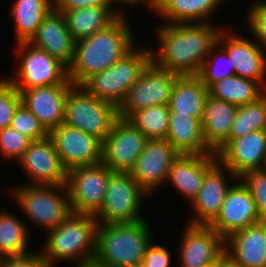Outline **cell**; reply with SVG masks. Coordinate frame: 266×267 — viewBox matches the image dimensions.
I'll list each match as a JSON object with an SVG mask.
<instances>
[{"label":"cell","mask_w":266,"mask_h":267,"mask_svg":"<svg viewBox=\"0 0 266 267\" xmlns=\"http://www.w3.org/2000/svg\"><path fill=\"white\" fill-rule=\"evenodd\" d=\"M164 23L154 31L159 45L150 46L152 62L179 75H197L222 28L213 23Z\"/></svg>","instance_id":"obj_1"},{"label":"cell","mask_w":266,"mask_h":267,"mask_svg":"<svg viewBox=\"0 0 266 267\" xmlns=\"http://www.w3.org/2000/svg\"><path fill=\"white\" fill-rule=\"evenodd\" d=\"M128 14L122 13L107 28L75 42L73 61L67 68L73 85H82L130 52L138 43Z\"/></svg>","instance_id":"obj_2"},{"label":"cell","mask_w":266,"mask_h":267,"mask_svg":"<svg viewBox=\"0 0 266 267\" xmlns=\"http://www.w3.org/2000/svg\"><path fill=\"white\" fill-rule=\"evenodd\" d=\"M95 216L70 214L61 224L47 232L41 257L49 267H56L61 262H73L78 265L91 261L96 253Z\"/></svg>","instance_id":"obj_3"},{"label":"cell","mask_w":266,"mask_h":267,"mask_svg":"<svg viewBox=\"0 0 266 267\" xmlns=\"http://www.w3.org/2000/svg\"><path fill=\"white\" fill-rule=\"evenodd\" d=\"M151 229L149 219L98 224L94 259L106 267L141 264L147 246L154 239Z\"/></svg>","instance_id":"obj_4"},{"label":"cell","mask_w":266,"mask_h":267,"mask_svg":"<svg viewBox=\"0 0 266 267\" xmlns=\"http://www.w3.org/2000/svg\"><path fill=\"white\" fill-rule=\"evenodd\" d=\"M21 185L10 189L9 194L32 225L48 231L72 214L66 185Z\"/></svg>","instance_id":"obj_5"},{"label":"cell","mask_w":266,"mask_h":267,"mask_svg":"<svg viewBox=\"0 0 266 267\" xmlns=\"http://www.w3.org/2000/svg\"><path fill=\"white\" fill-rule=\"evenodd\" d=\"M151 61L150 46L147 44V47H140L137 44L115 64L88 78L82 86L93 96L119 108L129 89Z\"/></svg>","instance_id":"obj_6"},{"label":"cell","mask_w":266,"mask_h":267,"mask_svg":"<svg viewBox=\"0 0 266 267\" xmlns=\"http://www.w3.org/2000/svg\"><path fill=\"white\" fill-rule=\"evenodd\" d=\"M119 118V108L90 94L82 85H72L67 92L64 124L104 141Z\"/></svg>","instance_id":"obj_7"},{"label":"cell","mask_w":266,"mask_h":267,"mask_svg":"<svg viewBox=\"0 0 266 267\" xmlns=\"http://www.w3.org/2000/svg\"><path fill=\"white\" fill-rule=\"evenodd\" d=\"M17 66L7 78L16 89H32L54 84H73L68 79L67 67L46 51L29 42L15 43Z\"/></svg>","instance_id":"obj_8"},{"label":"cell","mask_w":266,"mask_h":267,"mask_svg":"<svg viewBox=\"0 0 266 267\" xmlns=\"http://www.w3.org/2000/svg\"><path fill=\"white\" fill-rule=\"evenodd\" d=\"M146 197L150 196L129 172H112L106 186L103 206L95 215L98 224L134 223L145 220V215H142V203L145 199L147 201Z\"/></svg>","instance_id":"obj_9"},{"label":"cell","mask_w":266,"mask_h":267,"mask_svg":"<svg viewBox=\"0 0 266 267\" xmlns=\"http://www.w3.org/2000/svg\"><path fill=\"white\" fill-rule=\"evenodd\" d=\"M112 172L103 162L68 171L66 186L72 213L95 216L101 210Z\"/></svg>","instance_id":"obj_10"},{"label":"cell","mask_w":266,"mask_h":267,"mask_svg":"<svg viewBox=\"0 0 266 267\" xmlns=\"http://www.w3.org/2000/svg\"><path fill=\"white\" fill-rule=\"evenodd\" d=\"M178 76L151 61L129 89L119 107V117L127 119L135 111L155 105H168Z\"/></svg>","instance_id":"obj_11"},{"label":"cell","mask_w":266,"mask_h":267,"mask_svg":"<svg viewBox=\"0 0 266 267\" xmlns=\"http://www.w3.org/2000/svg\"><path fill=\"white\" fill-rule=\"evenodd\" d=\"M179 155L168 140L148 139L129 173L152 198L166 183L168 171Z\"/></svg>","instance_id":"obj_12"},{"label":"cell","mask_w":266,"mask_h":267,"mask_svg":"<svg viewBox=\"0 0 266 267\" xmlns=\"http://www.w3.org/2000/svg\"><path fill=\"white\" fill-rule=\"evenodd\" d=\"M147 141L129 120L119 117L103 141L102 162L113 172H129Z\"/></svg>","instance_id":"obj_13"},{"label":"cell","mask_w":266,"mask_h":267,"mask_svg":"<svg viewBox=\"0 0 266 267\" xmlns=\"http://www.w3.org/2000/svg\"><path fill=\"white\" fill-rule=\"evenodd\" d=\"M221 27L216 42L226 51L235 75L257 81L266 88V51L253 38L242 36L233 28Z\"/></svg>","instance_id":"obj_14"},{"label":"cell","mask_w":266,"mask_h":267,"mask_svg":"<svg viewBox=\"0 0 266 267\" xmlns=\"http://www.w3.org/2000/svg\"><path fill=\"white\" fill-rule=\"evenodd\" d=\"M29 181L28 185L62 186L67 185L68 171L63 166L49 136L31 141L28 149L18 160Z\"/></svg>","instance_id":"obj_15"},{"label":"cell","mask_w":266,"mask_h":267,"mask_svg":"<svg viewBox=\"0 0 266 267\" xmlns=\"http://www.w3.org/2000/svg\"><path fill=\"white\" fill-rule=\"evenodd\" d=\"M48 136L67 171L102 162L103 142L93 135L63 123Z\"/></svg>","instance_id":"obj_16"},{"label":"cell","mask_w":266,"mask_h":267,"mask_svg":"<svg viewBox=\"0 0 266 267\" xmlns=\"http://www.w3.org/2000/svg\"><path fill=\"white\" fill-rule=\"evenodd\" d=\"M238 179L231 170L218 161L206 173L198 194L190 202L193 217L188 218V223L209 225L219 214L229 188Z\"/></svg>","instance_id":"obj_17"},{"label":"cell","mask_w":266,"mask_h":267,"mask_svg":"<svg viewBox=\"0 0 266 267\" xmlns=\"http://www.w3.org/2000/svg\"><path fill=\"white\" fill-rule=\"evenodd\" d=\"M260 221L250 190L239 178L229 188L219 214L209 226L225 240L236 231Z\"/></svg>","instance_id":"obj_18"},{"label":"cell","mask_w":266,"mask_h":267,"mask_svg":"<svg viewBox=\"0 0 266 267\" xmlns=\"http://www.w3.org/2000/svg\"><path fill=\"white\" fill-rule=\"evenodd\" d=\"M185 225L179 240V267L216 264L225 253V240L209 225Z\"/></svg>","instance_id":"obj_19"},{"label":"cell","mask_w":266,"mask_h":267,"mask_svg":"<svg viewBox=\"0 0 266 267\" xmlns=\"http://www.w3.org/2000/svg\"><path fill=\"white\" fill-rule=\"evenodd\" d=\"M216 156L238 178L246 172L265 169L266 130H256L228 141Z\"/></svg>","instance_id":"obj_20"},{"label":"cell","mask_w":266,"mask_h":267,"mask_svg":"<svg viewBox=\"0 0 266 267\" xmlns=\"http://www.w3.org/2000/svg\"><path fill=\"white\" fill-rule=\"evenodd\" d=\"M73 84H54L32 89H17L23 103L49 133L64 122L65 100Z\"/></svg>","instance_id":"obj_21"},{"label":"cell","mask_w":266,"mask_h":267,"mask_svg":"<svg viewBox=\"0 0 266 267\" xmlns=\"http://www.w3.org/2000/svg\"><path fill=\"white\" fill-rule=\"evenodd\" d=\"M218 162L216 154H180L168 171L166 183L191 202L198 194L206 173Z\"/></svg>","instance_id":"obj_22"},{"label":"cell","mask_w":266,"mask_h":267,"mask_svg":"<svg viewBox=\"0 0 266 267\" xmlns=\"http://www.w3.org/2000/svg\"><path fill=\"white\" fill-rule=\"evenodd\" d=\"M29 43L46 51L67 68L73 61L75 41L70 35L63 14L55 9L42 20Z\"/></svg>","instance_id":"obj_23"},{"label":"cell","mask_w":266,"mask_h":267,"mask_svg":"<svg viewBox=\"0 0 266 267\" xmlns=\"http://www.w3.org/2000/svg\"><path fill=\"white\" fill-rule=\"evenodd\" d=\"M225 253L242 267H266V221L231 234L225 239Z\"/></svg>","instance_id":"obj_24"},{"label":"cell","mask_w":266,"mask_h":267,"mask_svg":"<svg viewBox=\"0 0 266 267\" xmlns=\"http://www.w3.org/2000/svg\"><path fill=\"white\" fill-rule=\"evenodd\" d=\"M223 0H155L151 12L169 24L212 23Z\"/></svg>","instance_id":"obj_25"},{"label":"cell","mask_w":266,"mask_h":267,"mask_svg":"<svg viewBox=\"0 0 266 267\" xmlns=\"http://www.w3.org/2000/svg\"><path fill=\"white\" fill-rule=\"evenodd\" d=\"M115 6H89L59 11L63 14L73 40L90 37L112 24L125 9ZM123 10V11H122Z\"/></svg>","instance_id":"obj_26"},{"label":"cell","mask_w":266,"mask_h":267,"mask_svg":"<svg viewBox=\"0 0 266 267\" xmlns=\"http://www.w3.org/2000/svg\"><path fill=\"white\" fill-rule=\"evenodd\" d=\"M238 106L208 96L201 119L207 146L216 154L229 141L231 124Z\"/></svg>","instance_id":"obj_27"},{"label":"cell","mask_w":266,"mask_h":267,"mask_svg":"<svg viewBox=\"0 0 266 267\" xmlns=\"http://www.w3.org/2000/svg\"><path fill=\"white\" fill-rule=\"evenodd\" d=\"M166 140L179 154H215L204 140L201 121L191 115L170 112Z\"/></svg>","instance_id":"obj_28"},{"label":"cell","mask_w":266,"mask_h":267,"mask_svg":"<svg viewBox=\"0 0 266 267\" xmlns=\"http://www.w3.org/2000/svg\"><path fill=\"white\" fill-rule=\"evenodd\" d=\"M209 89L197 75H179L168 104L170 112L191 115L201 121Z\"/></svg>","instance_id":"obj_29"},{"label":"cell","mask_w":266,"mask_h":267,"mask_svg":"<svg viewBox=\"0 0 266 267\" xmlns=\"http://www.w3.org/2000/svg\"><path fill=\"white\" fill-rule=\"evenodd\" d=\"M54 9V0H15L9 8L14 21L15 43L29 42L37 33L42 20Z\"/></svg>","instance_id":"obj_30"},{"label":"cell","mask_w":266,"mask_h":267,"mask_svg":"<svg viewBox=\"0 0 266 267\" xmlns=\"http://www.w3.org/2000/svg\"><path fill=\"white\" fill-rule=\"evenodd\" d=\"M13 213L8 209L0 210V258L21 257L34 252L29 246L31 227Z\"/></svg>","instance_id":"obj_31"},{"label":"cell","mask_w":266,"mask_h":267,"mask_svg":"<svg viewBox=\"0 0 266 267\" xmlns=\"http://www.w3.org/2000/svg\"><path fill=\"white\" fill-rule=\"evenodd\" d=\"M266 94V88L259 82L234 75L213 84L209 96L237 106L258 101Z\"/></svg>","instance_id":"obj_32"},{"label":"cell","mask_w":266,"mask_h":267,"mask_svg":"<svg viewBox=\"0 0 266 267\" xmlns=\"http://www.w3.org/2000/svg\"><path fill=\"white\" fill-rule=\"evenodd\" d=\"M169 114L168 105H155L133 112L127 120L148 139H166Z\"/></svg>","instance_id":"obj_33"},{"label":"cell","mask_w":266,"mask_h":267,"mask_svg":"<svg viewBox=\"0 0 266 267\" xmlns=\"http://www.w3.org/2000/svg\"><path fill=\"white\" fill-rule=\"evenodd\" d=\"M256 130H266V94L258 101L238 106L231 124L229 141Z\"/></svg>","instance_id":"obj_34"},{"label":"cell","mask_w":266,"mask_h":267,"mask_svg":"<svg viewBox=\"0 0 266 267\" xmlns=\"http://www.w3.org/2000/svg\"><path fill=\"white\" fill-rule=\"evenodd\" d=\"M234 75L235 70L231 60L228 58L226 51L216 42L210 49L197 76L209 89L213 84Z\"/></svg>","instance_id":"obj_35"},{"label":"cell","mask_w":266,"mask_h":267,"mask_svg":"<svg viewBox=\"0 0 266 267\" xmlns=\"http://www.w3.org/2000/svg\"><path fill=\"white\" fill-rule=\"evenodd\" d=\"M10 127L21 132L31 141L44 139L49 134L37 117L23 103H20L16 108Z\"/></svg>","instance_id":"obj_36"},{"label":"cell","mask_w":266,"mask_h":267,"mask_svg":"<svg viewBox=\"0 0 266 267\" xmlns=\"http://www.w3.org/2000/svg\"><path fill=\"white\" fill-rule=\"evenodd\" d=\"M31 140L9 127L0 130V157L5 161H18L28 149Z\"/></svg>","instance_id":"obj_37"},{"label":"cell","mask_w":266,"mask_h":267,"mask_svg":"<svg viewBox=\"0 0 266 267\" xmlns=\"http://www.w3.org/2000/svg\"><path fill=\"white\" fill-rule=\"evenodd\" d=\"M0 78V130L10 126L14 112L21 103L20 92L7 78Z\"/></svg>","instance_id":"obj_38"},{"label":"cell","mask_w":266,"mask_h":267,"mask_svg":"<svg viewBox=\"0 0 266 267\" xmlns=\"http://www.w3.org/2000/svg\"><path fill=\"white\" fill-rule=\"evenodd\" d=\"M240 179L250 190L260 219L266 221V169L246 172Z\"/></svg>","instance_id":"obj_39"},{"label":"cell","mask_w":266,"mask_h":267,"mask_svg":"<svg viewBox=\"0 0 266 267\" xmlns=\"http://www.w3.org/2000/svg\"><path fill=\"white\" fill-rule=\"evenodd\" d=\"M243 21L254 36L255 42L266 51V0L250 4ZM247 23V24H246Z\"/></svg>","instance_id":"obj_40"},{"label":"cell","mask_w":266,"mask_h":267,"mask_svg":"<svg viewBox=\"0 0 266 267\" xmlns=\"http://www.w3.org/2000/svg\"><path fill=\"white\" fill-rule=\"evenodd\" d=\"M166 246L156 244L154 240L147 246L143 256V267H170L172 255Z\"/></svg>","instance_id":"obj_41"},{"label":"cell","mask_w":266,"mask_h":267,"mask_svg":"<svg viewBox=\"0 0 266 267\" xmlns=\"http://www.w3.org/2000/svg\"><path fill=\"white\" fill-rule=\"evenodd\" d=\"M0 267H49L38 251L21 257L0 258Z\"/></svg>","instance_id":"obj_42"},{"label":"cell","mask_w":266,"mask_h":267,"mask_svg":"<svg viewBox=\"0 0 266 267\" xmlns=\"http://www.w3.org/2000/svg\"><path fill=\"white\" fill-rule=\"evenodd\" d=\"M89 6H113L110 0H54V9L67 11Z\"/></svg>","instance_id":"obj_43"},{"label":"cell","mask_w":266,"mask_h":267,"mask_svg":"<svg viewBox=\"0 0 266 267\" xmlns=\"http://www.w3.org/2000/svg\"><path fill=\"white\" fill-rule=\"evenodd\" d=\"M111 1V3L116 7V3L118 4V2H119V4L122 6V7H124V5H125V7H138V5H140L141 3L142 4H145L147 7V10L148 9H150V10H148V11H152V9H153V7H154V5H155V0H110Z\"/></svg>","instance_id":"obj_44"},{"label":"cell","mask_w":266,"mask_h":267,"mask_svg":"<svg viewBox=\"0 0 266 267\" xmlns=\"http://www.w3.org/2000/svg\"><path fill=\"white\" fill-rule=\"evenodd\" d=\"M216 267H242L236 263L229 255L224 253L217 261Z\"/></svg>","instance_id":"obj_45"},{"label":"cell","mask_w":266,"mask_h":267,"mask_svg":"<svg viewBox=\"0 0 266 267\" xmlns=\"http://www.w3.org/2000/svg\"><path fill=\"white\" fill-rule=\"evenodd\" d=\"M73 267H106V266L98 263L95 259H93L91 261L74 265Z\"/></svg>","instance_id":"obj_46"},{"label":"cell","mask_w":266,"mask_h":267,"mask_svg":"<svg viewBox=\"0 0 266 267\" xmlns=\"http://www.w3.org/2000/svg\"><path fill=\"white\" fill-rule=\"evenodd\" d=\"M122 267H143L142 264H138V265H129V266H122Z\"/></svg>","instance_id":"obj_47"},{"label":"cell","mask_w":266,"mask_h":267,"mask_svg":"<svg viewBox=\"0 0 266 267\" xmlns=\"http://www.w3.org/2000/svg\"><path fill=\"white\" fill-rule=\"evenodd\" d=\"M199 267H216V264H210V265L199 266Z\"/></svg>","instance_id":"obj_48"},{"label":"cell","mask_w":266,"mask_h":267,"mask_svg":"<svg viewBox=\"0 0 266 267\" xmlns=\"http://www.w3.org/2000/svg\"><path fill=\"white\" fill-rule=\"evenodd\" d=\"M224 1V0H223ZM260 1H262V0H254V1H251L252 3H250V4H255V3H258V2H260ZM225 2H226V0H225ZM254 2V3H253Z\"/></svg>","instance_id":"obj_49"}]
</instances>
